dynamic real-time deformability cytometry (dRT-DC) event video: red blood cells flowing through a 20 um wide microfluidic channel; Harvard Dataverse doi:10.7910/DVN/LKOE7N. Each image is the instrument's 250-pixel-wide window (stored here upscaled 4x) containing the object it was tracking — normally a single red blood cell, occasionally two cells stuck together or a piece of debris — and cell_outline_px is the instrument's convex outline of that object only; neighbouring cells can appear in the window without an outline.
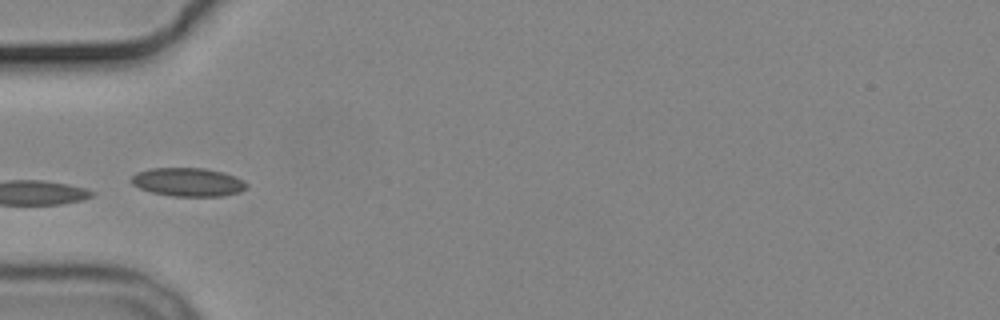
{"species": "common noctule bat (a hibernating species)", "species_latin": "Nyctalus noctula", "temperature_condition": "cold", "stored_images_in_passage": 1, "camera_frame_rate_fps": 3000, "um_per_image_px": 0.085, "animal": {"sex": "male", "body_mass_g": 19.2, "forearm_length_mm": 51.8}, "frame": {"image": 1, "passage_image": 1, "time_ms": 0.0, "image_size_px": [1000, 320], "cell_outline_px": [[248, 188], [240, 192], [220, 196], [172, 196], [152, 192], [140, 188], [132, 184], [128, 180], [136, 172], [148, 168], [204, 168], [224, 172], [244, 180], [248, 184]], "centroid_in_image_um": [15.98, 15.47], "position_along_channel_um": 69.0, "area_um2": 19.36}}